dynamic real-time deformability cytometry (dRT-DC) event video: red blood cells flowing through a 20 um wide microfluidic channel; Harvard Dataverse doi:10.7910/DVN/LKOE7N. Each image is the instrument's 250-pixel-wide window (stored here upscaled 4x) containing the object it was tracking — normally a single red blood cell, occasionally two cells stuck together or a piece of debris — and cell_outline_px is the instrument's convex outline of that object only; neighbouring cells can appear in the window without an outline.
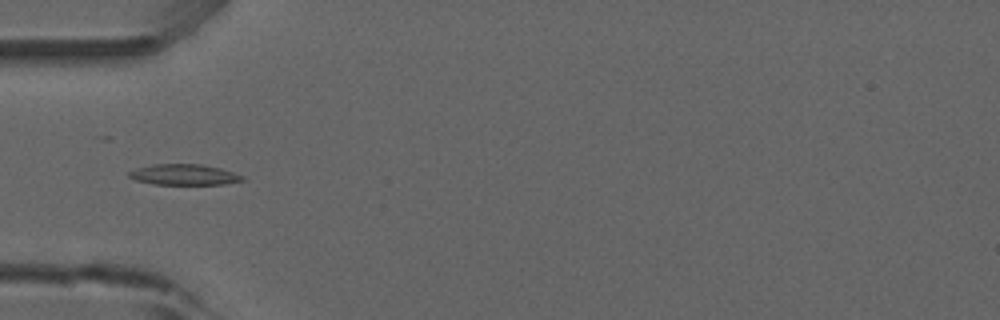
{"species": "common noctule bat (a hibernating species)", "species_latin": "Nyctalus noctula", "temperature_condition": "room temperature", "stored_images_in_passage": 2, "camera_frame_rate_fps": 3000, "um_per_image_px": 0.085, "animal": {"sex": "male", "forearm_length_mm": 52.5}, "frame": {"image": 1, "passage_image": 2, "time_ms": 1.0, "image_size_px": [1000, 320], "cell_outline_px": [[244, 180], [224, 184], [152, 184], [136, 180], [128, 176], [128, 172], [136, 168], [152, 164], [200, 164], [220, 168], [244, 176]], "centroid_in_image_um": [15.62, 14.84], "position_along_channel_um": 69.4, "area_um2": 13.64}}